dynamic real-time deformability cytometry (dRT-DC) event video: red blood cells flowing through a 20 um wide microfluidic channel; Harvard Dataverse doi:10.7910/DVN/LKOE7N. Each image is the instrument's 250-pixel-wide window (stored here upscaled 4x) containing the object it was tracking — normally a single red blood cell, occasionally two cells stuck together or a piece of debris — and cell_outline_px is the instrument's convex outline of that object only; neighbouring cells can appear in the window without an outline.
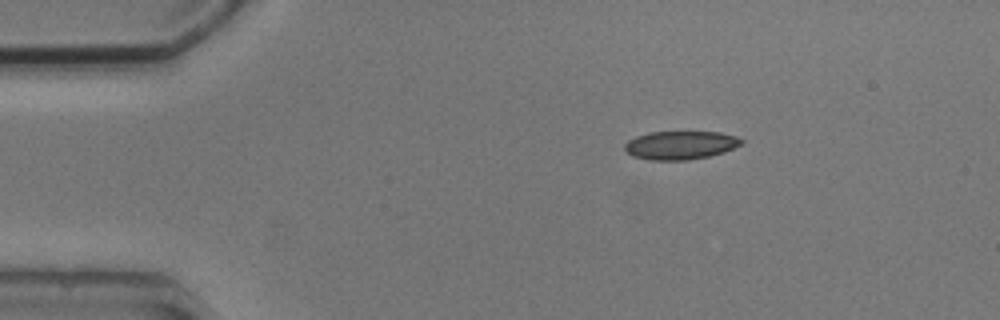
{"species": "common noctule bat (a hibernating species)", "species_latin": "Nyctalus noctula", "temperature_condition": "cold", "stored_images_in_passage": 3, "segment_of_instrument_passage": [1, 2], "camera_frame_rate_fps": 3000, "um_per_image_px": 0.085, "animal": {"sex": "male", "body_mass_g": 20.5, "forearm_length_mm": 52.5}, "frame": {"image": 1, "passage_image": 1, "time_ms": 0.0, "image_size_px": [1000, 320], "cell_outline_px": [[744, 144], [724, 152], [708, 156], [688, 160], [648, 160], [632, 156], [624, 148], [624, 144], [628, 140], [636, 136], [648, 132], [720, 132], [736, 136], [744, 140]], "centroid_in_image_um": [57.85, 12.34], "position_along_channel_um": 27.2, "area_um2": 19.48}}